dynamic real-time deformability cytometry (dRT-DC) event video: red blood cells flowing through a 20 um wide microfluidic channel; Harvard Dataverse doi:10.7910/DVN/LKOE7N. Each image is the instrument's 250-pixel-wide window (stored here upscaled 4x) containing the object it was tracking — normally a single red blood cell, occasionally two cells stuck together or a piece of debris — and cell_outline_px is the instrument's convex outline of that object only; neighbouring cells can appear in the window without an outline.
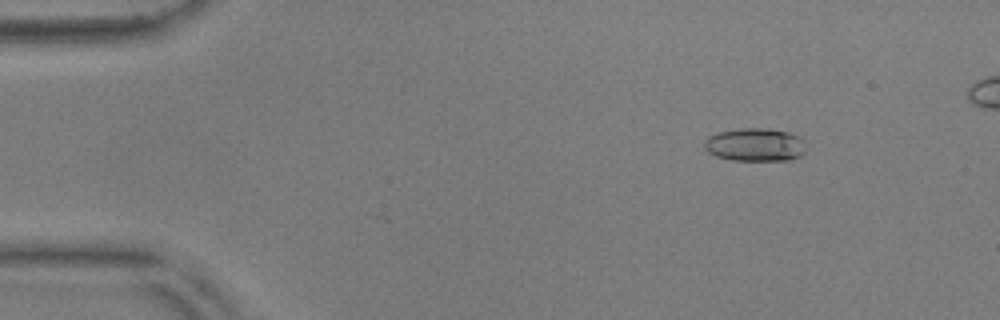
{"species": "common noctule bat (a hibernating species)", "species_latin": "Nyctalus noctula", "temperature_condition": "warm", "stored_images_in_passage": 53, "camera_frame_rate_fps": 3000, "um_per_image_px": 0.085, "animal": {"sex": "male", "body_mass_g": 17.9, "forearm_length_mm": 54.2}, "frame": {"image": 1, "passage_image": 7, "time_ms": 2.0, "image_size_px": [1000, 320], "cell_outline_px": [[804, 152], [800, 156], [788, 160], [732, 160], [716, 156], [708, 152], [704, 148], [704, 140], [708, 136], [720, 132], [740, 128], [768, 128], [788, 132], [800, 136], [804, 140]], "centroid_in_image_um": [64.18, 12.29], "position_along_channel_um": 20.8, "area_um2": 19.71}}
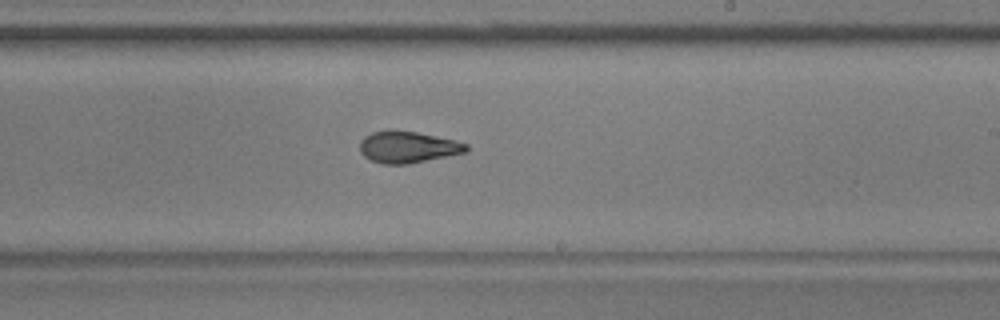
{"frame": {"image": 2, "passage_image": 33, "time_ms": 10.667, "image_size_px": [1000, 320], "cell_outline_px": [[468, 152], [408, 164], [384, 164], [372, 160], [364, 156], [360, 152], [360, 140], [364, 136], [372, 132], [388, 128], [392, 128], [416, 132], [456, 140], [468, 144]], "centroid_in_image_um": [34.65, 12.47], "position_along_channel_um": 254.3, "area_um2": 19.94}}
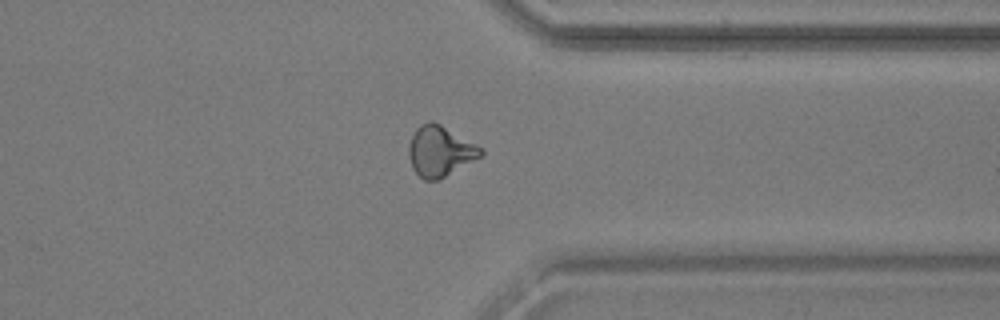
{"frame": {"image": 3, "passage_image": 43, "time_ms": 14.0, "image_size_px": [1000, 320], "cell_outline_px": [[484, 152], [480, 156], [440, 180], [424, 180], [412, 168], [408, 156], [408, 144], [416, 128], [420, 124], [428, 120], [432, 120], [440, 124], [484, 148]], "centroid_in_image_um": [37.38, 12.84], "position_along_channel_um": 374.0, "area_um2": 21.27}, "authors_computed_cell_mechanics": {"area_um2": 19.8254, "velocity_mm_per_s": 3.6651, "shape_relaxation_time_tau1_ms": 3.2631, "shape_relaxation_time_tau2_ms": 1.3531, "deformation_change_tau1": 0.1573, "deformation_change_tau2": 0.088}}